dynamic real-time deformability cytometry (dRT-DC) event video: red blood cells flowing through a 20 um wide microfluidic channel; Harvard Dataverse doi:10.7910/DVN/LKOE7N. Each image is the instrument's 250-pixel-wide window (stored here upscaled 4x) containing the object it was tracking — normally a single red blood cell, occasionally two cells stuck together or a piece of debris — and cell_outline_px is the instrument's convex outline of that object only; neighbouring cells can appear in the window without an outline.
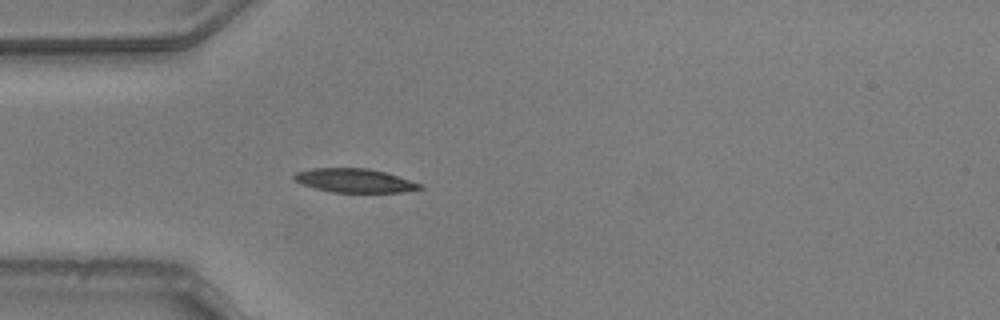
{"species": "common noctule bat (a hibernating species)", "species_latin": "Nyctalus noctula", "temperature_condition": "warm", "stored_images_in_passage": 6, "camera_frame_rate_fps": 3000, "um_per_image_px": 0.085, "animal": {"sex": "male", "body_mass_g": 20.5, "forearm_length_mm": 52.5}, "frame": {"image": 1, "passage_image": 1, "time_ms": 0.0, "image_size_px": [1000, 320], "cell_outline_px": [[424, 188], [404, 192], [332, 192], [316, 188], [292, 180], [292, 176], [296, 172], [312, 168], [368, 168], [384, 172], [424, 184]], "centroid_in_image_um": [30.16, 15.34], "position_along_channel_um": 54.8, "area_um2": 17.46}}